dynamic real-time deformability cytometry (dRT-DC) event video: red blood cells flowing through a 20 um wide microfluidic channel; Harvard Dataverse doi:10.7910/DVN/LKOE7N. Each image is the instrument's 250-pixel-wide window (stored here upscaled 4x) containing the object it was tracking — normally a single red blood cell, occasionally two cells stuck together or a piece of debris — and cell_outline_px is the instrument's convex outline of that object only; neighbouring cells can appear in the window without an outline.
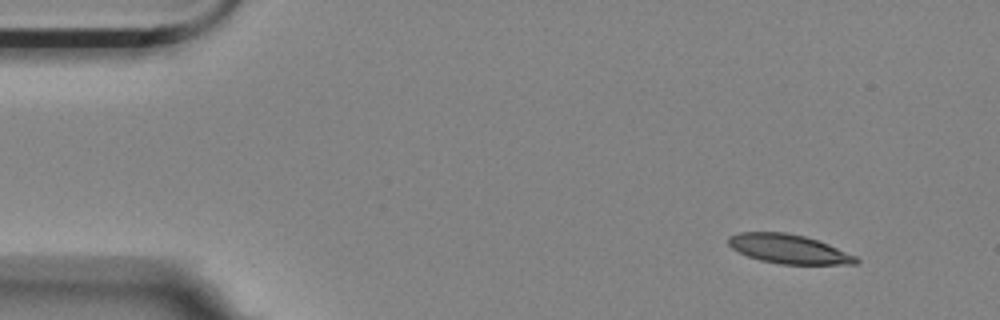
{"species": "Egyptian fruit bat (a non-hibernating species)", "species_latin": "Rousettus aegyptiacus", "temperature_condition": "room temperature", "stored_images_in_passage": 4, "camera_frame_rate_fps": 3000, "um_per_image_px": 0.085, "animal": {"sex": "female"}, "frame": {"image": 1, "passage_image": 1, "time_ms": 0.0, "image_size_px": [1000, 320], "cell_outline_px": [[860, 260], [856, 264], [780, 264], [760, 260], [748, 256], [732, 248], [728, 244], [728, 236], [740, 232], [784, 232], [804, 236], [828, 244], [856, 256]], "centroid_in_image_um": [67.03, 21.16], "position_along_channel_um": 18.0, "area_um2": 21.5}}
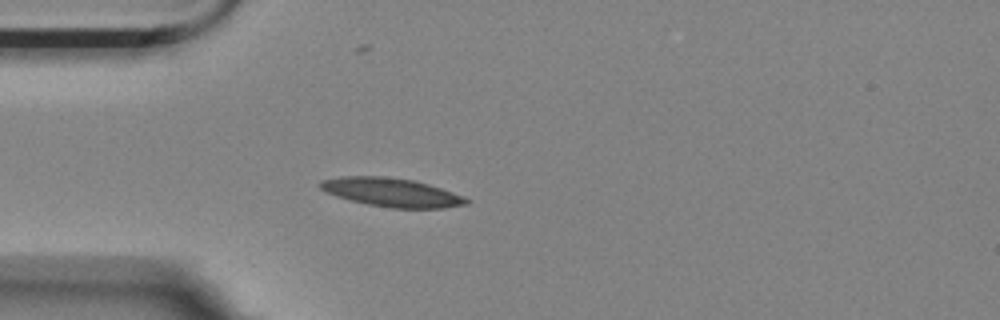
{"frame": {"image": 2, "passage_image": 4, "time_ms": 1.0, "image_size_px": [1000, 320], "cell_outline_px": [[472, 200], [468, 204], [444, 208], [392, 208], [368, 204], [336, 196], [320, 188], [316, 184], [320, 180], [344, 176], [380, 176], [412, 180], [428, 184], [464, 196]], "centroid_in_image_um": [33.3, 16.35], "position_along_channel_um": 51.7, "area_um2": 24.28}}